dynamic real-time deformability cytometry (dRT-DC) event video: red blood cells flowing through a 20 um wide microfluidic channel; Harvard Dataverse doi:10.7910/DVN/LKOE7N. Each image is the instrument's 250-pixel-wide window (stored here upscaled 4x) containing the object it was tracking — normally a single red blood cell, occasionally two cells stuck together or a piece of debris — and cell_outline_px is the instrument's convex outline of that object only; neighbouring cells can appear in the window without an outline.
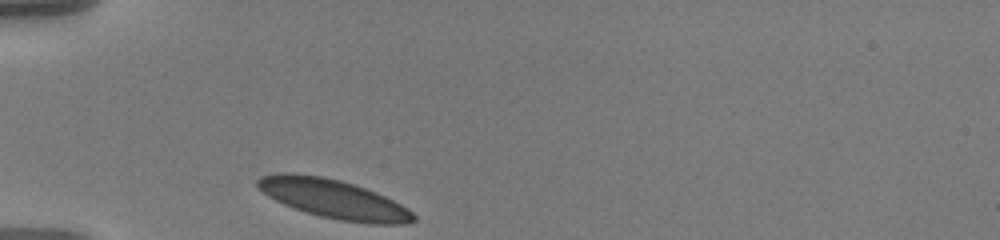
{"species": "human", "species_latin": "Homo sapiens", "temperature_condition": "warm", "stored_images_in_passage": 32, "camera_frame_rate_fps": 3000, "um_per_image_px": 0.085, "donor": {"sex": "male"}, "frame": {"image": 1, "passage_image": 1, "time_ms": 0.0, "image_size_px": [1000, 240], "cell_outline_px": [[416, 220], [404, 224], [368, 224], [340, 220], [320, 216], [284, 204], [268, 196], [256, 188], [256, 180], [260, 176], [276, 172], [292, 172], [324, 176], [340, 180], [376, 192], [400, 204], [412, 212], [416, 216]], "centroid_in_image_um": [28.31, 16.89], "position_along_channel_um": 56.7, "area_um2": 35.43}}
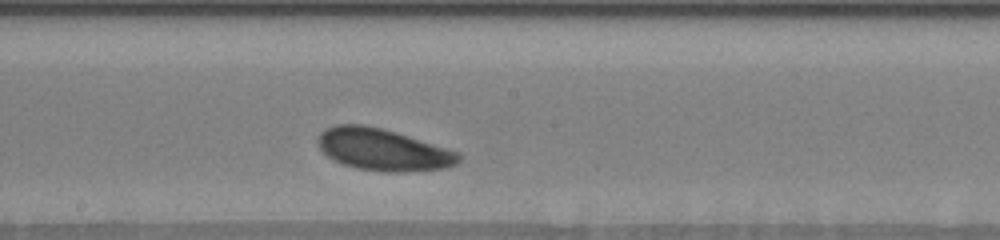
{"frame": {"image": 2, "passage_image": 16, "time_ms": 5.0, "image_size_px": [1000, 240], "cell_outline_px": [[460, 160], [456, 164], [444, 168], [400, 172], [384, 172], [356, 168], [332, 160], [320, 148], [316, 140], [320, 132], [336, 124], [364, 124], [396, 132], [460, 152]], "centroid_in_image_um": [32.54, 12.72], "position_along_channel_um": 215.7, "area_um2": 34.28}}
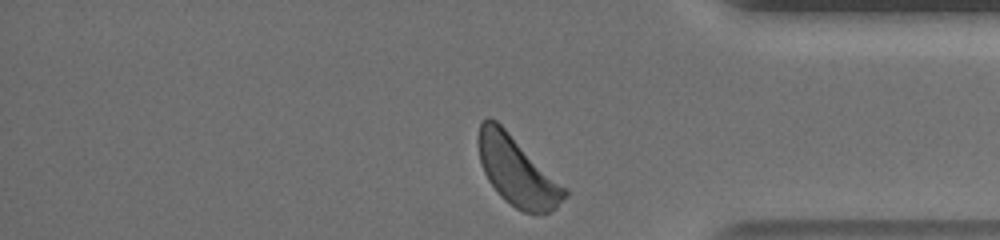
{"frame": {"image": 3, "passage_image": 32, "time_ms": 10.333, "image_size_px": [1000, 240], "cell_outline_px": [[568, 196], [556, 208], [548, 212], [536, 216], [524, 212], [516, 208], [504, 200], [500, 196], [488, 180], [484, 172], [480, 160], [476, 140], [480, 124], [488, 116], [496, 120], [568, 192]], "centroid_in_image_um": [43.9, 14.59], "position_along_channel_um": 391.3, "area_um2": 34.1}, "authors_computed_cell_mechanics": {"area_um2": 33.8419, "velocity_mm_per_s": 3.4752, "shape_relaxation_time_tau1_ms": 2.6964, "shape_relaxation_time_tau2_ms": null, "deformation_change_tau1": 0.0961, "deformation_change_tau2": null}}